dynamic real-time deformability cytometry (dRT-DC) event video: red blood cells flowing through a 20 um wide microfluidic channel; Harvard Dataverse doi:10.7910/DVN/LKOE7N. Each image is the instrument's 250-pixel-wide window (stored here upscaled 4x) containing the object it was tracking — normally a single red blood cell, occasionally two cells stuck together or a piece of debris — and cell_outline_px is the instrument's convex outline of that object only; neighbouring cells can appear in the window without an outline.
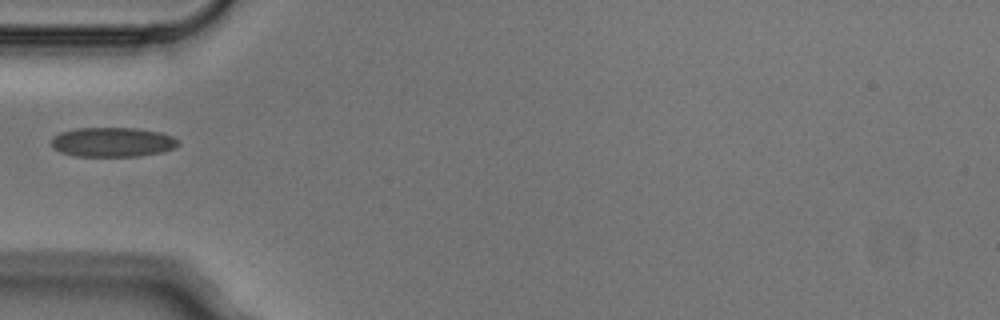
{"species": "Egyptian fruit bat (a non-hibernating species)", "species_latin": "Rousettus aegyptiacus", "temperature_condition": "cold", "stored_images_in_passage": 1, "camera_frame_rate_fps": 3000, "um_per_image_px": 0.085, "animal": {"sex": "male"}, "frame": {"image": 1, "passage_image": 1, "time_ms": 0.0, "image_size_px": [1000, 320], "cell_outline_px": [[180, 144], [176, 148], [160, 152], [140, 156], [72, 156], [60, 152], [52, 148], [52, 136], [60, 132], [76, 128], [136, 128], [160, 132], [172, 136], [180, 140]], "centroid_in_image_um": [9.57, 12.08], "position_along_channel_um": 75.4, "area_um2": 22.08}}